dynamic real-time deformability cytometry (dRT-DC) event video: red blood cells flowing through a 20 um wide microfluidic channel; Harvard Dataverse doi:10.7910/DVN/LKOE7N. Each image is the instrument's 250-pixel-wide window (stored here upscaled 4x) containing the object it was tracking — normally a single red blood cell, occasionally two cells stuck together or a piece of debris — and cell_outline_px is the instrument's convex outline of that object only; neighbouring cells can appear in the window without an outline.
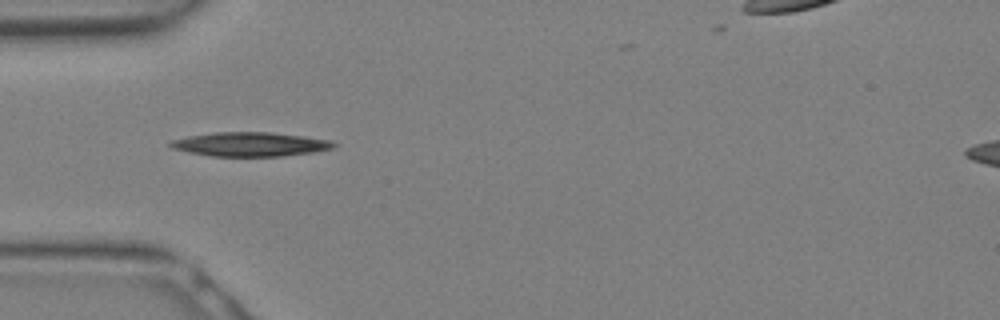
{"species": "Egyptian fruit bat (a non-hibernating species)", "species_latin": "Rousettus aegyptiacus", "temperature_condition": "warm", "stored_images_in_passage": 7, "camera_frame_rate_fps": 3000, "um_per_image_px": 0.085, "animal": {"sex": "female"}, "frame": {"image": 1, "passage_image": 2, "time_ms": 0.333, "image_size_px": [1000, 320], "cell_outline_px": [[340, 144], [336, 148], [312, 152], [280, 156], [212, 156], [188, 152], [172, 148], [168, 144], [172, 140], [188, 136], [216, 132], [272, 132], [304, 136], [332, 140]], "centroid_in_image_um": [21.33, 12.26], "position_along_channel_um": 63.7, "area_um2": 23.06}}
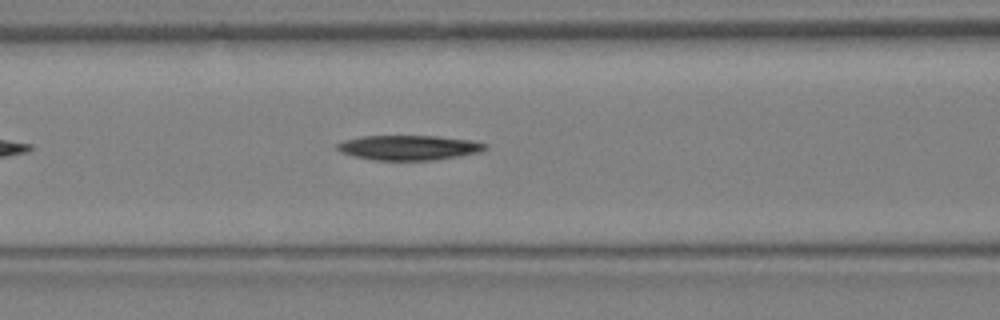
{"frame": {"image": 2, "passage_image": 5, "time_ms": 1.333, "image_size_px": [1000, 320], "cell_outline_px": [[488, 148], [480, 152], [460, 156], [436, 160], [376, 160], [352, 156], [340, 152], [336, 148], [336, 144], [344, 140], [360, 136], [436, 136], [472, 140], [488, 144]], "centroid_in_image_um": [34.76, 12.55], "position_along_channel_um": 131.8, "area_um2": 21.62}}
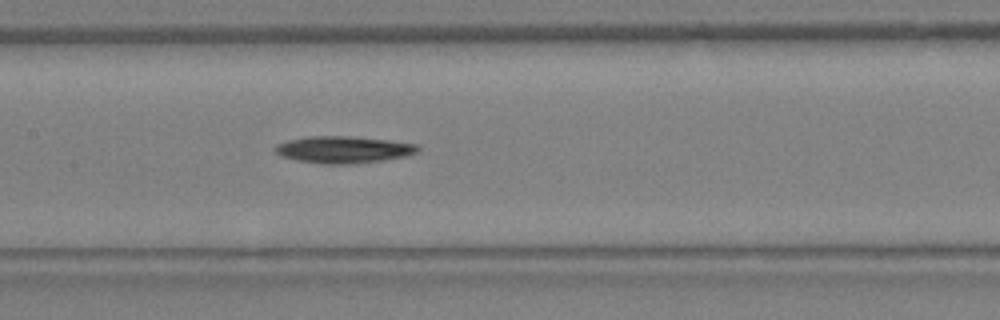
{"frame": {"image": 3, "passage_image": 7, "time_ms": 2.0, "image_size_px": [1000, 320], "cell_outline_px": [[420, 148], [416, 152], [404, 156], [384, 160], [348, 164], [320, 164], [296, 160], [280, 156], [272, 148], [276, 144], [288, 140], [312, 136], [348, 136], [388, 140], [416, 144]], "centroid_in_image_um": [29.13, 12.72], "position_along_channel_um": 178.3, "area_um2": 22.31}}